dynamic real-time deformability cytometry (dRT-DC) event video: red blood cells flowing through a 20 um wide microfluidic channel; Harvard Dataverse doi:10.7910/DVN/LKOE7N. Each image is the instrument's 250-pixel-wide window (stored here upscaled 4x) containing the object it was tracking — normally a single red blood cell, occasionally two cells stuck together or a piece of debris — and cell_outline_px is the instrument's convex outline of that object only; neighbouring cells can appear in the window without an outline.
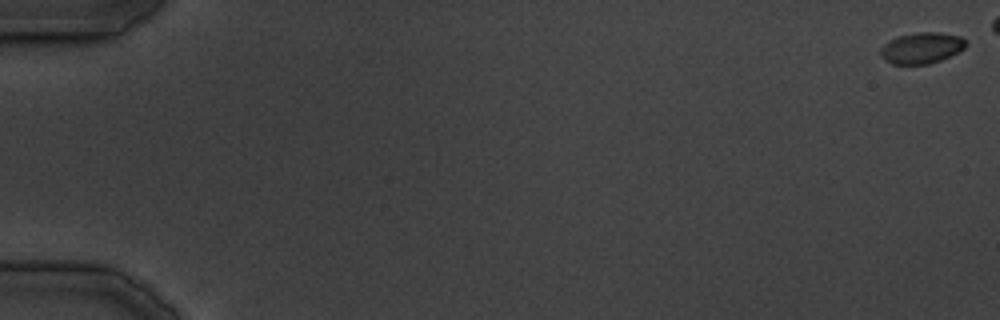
{"species": "common noctule bat (a hibernating species)", "species_latin": "Nyctalus noctula", "temperature_condition": "cold", "stored_images_in_passage": 13, "camera_frame_rate_fps": 3000, "um_per_image_px": 0.085, "animal": {"sex": "male", "body_mass_g": 19.5, "forearm_length_mm": 54.6}, "frame": {"image": 1, "passage_image": 1, "time_ms": 0.0, "image_size_px": [1000, 320], "cell_outline_px": [[968, 44], [964, 48], [940, 60], [928, 64], [892, 64], [880, 56], [880, 48], [888, 40], [900, 36], [920, 32], [936, 32], [960, 36], [968, 40]], "centroid_in_image_um": [78.33, 4.07], "position_along_channel_um": 6.7, "area_um2": 15.37}}